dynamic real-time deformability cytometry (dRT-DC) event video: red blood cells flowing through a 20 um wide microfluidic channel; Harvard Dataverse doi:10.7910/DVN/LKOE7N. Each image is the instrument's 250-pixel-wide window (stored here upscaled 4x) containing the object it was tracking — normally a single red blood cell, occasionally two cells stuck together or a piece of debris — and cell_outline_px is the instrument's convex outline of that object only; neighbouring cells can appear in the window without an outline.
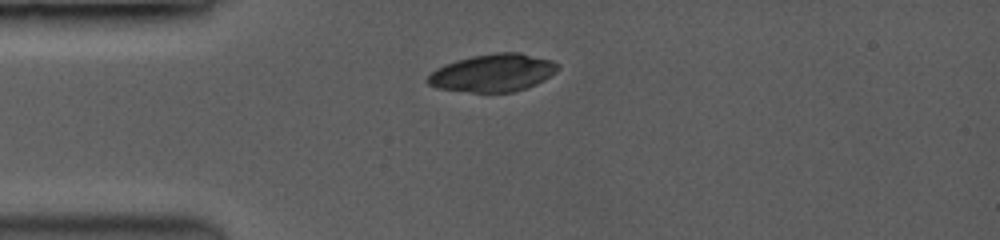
{"species": "common noctule bat (a hibernating species)", "species_latin": "Nyctalus noctula", "temperature_condition": "room temperature", "stored_images_in_passage": 31, "camera_frame_rate_fps": 3500, "um_per_image_px": 0.085, "animal": {"sex": "female", "body_mass_g": 19.0, "forearm_length_mm": 53.3}, "frame": {"image": 1, "passage_image": 1, "time_ms": 0.0, "image_size_px": [1000, 240], "cell_outline_px": [[560, 68], [544, 80], [536, 84], [512, 92], [472, 92], [440, 88], [428, 84], [428, 76], [436, 68], [456, 60], [472, 56], [496, 52], [520, 52], [552, 60], [560, 64]], "centroid_in_image_um": [41.94, 6.17], "position_along_channel_um": 43.1, "area_um2": 28.38}}
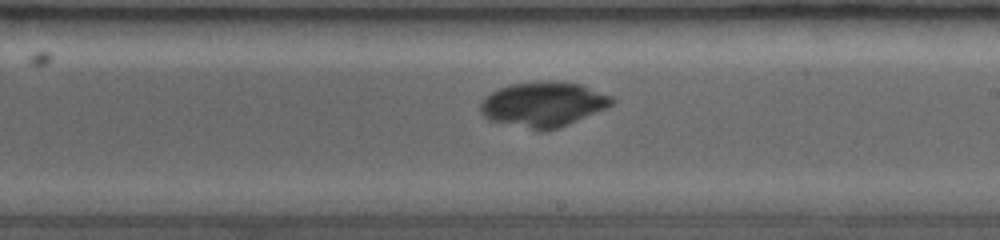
{"frame": {"image": 2, "passage_image": 16, "time_ms": 5.429, "image_size_px": [1000, 240], "cell_outline_px": [[612, 104], [604, 108], [568, 124], [548, 132], [540, 132], [488, 120], [484, 116], [480, 108], [480, 104], [492, 92], [500, 88], [512, 84], [552, 80], [556, 80], [580, 84], [612, 96]], "centroid_in_image_um": [46.15, 8.88], "position_along_channel_um": 242.8, "area_um2": 34.22}}
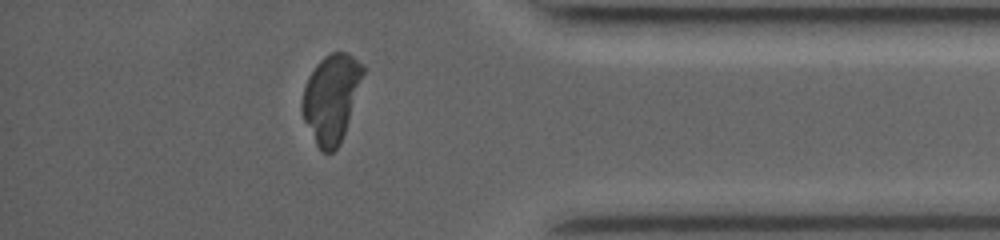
{"frame": {"image": 3, "passage_image": 28, "time_ms": 9.714, "image_size_px": [1000, 240], "cell_outline_px": [[364, 72], [340, 144], [332, 152], [324, 152], [316, 144], [300, 112], [300, 104], [304, 88], [308, 76], [316, 64], [324, 56], [332, 52], [348, 52], [364, 64]], "centroid_in_image_um": [28.13, 8.31], "position_along_channel_um": 407.1, "area_um2": 30.92}}